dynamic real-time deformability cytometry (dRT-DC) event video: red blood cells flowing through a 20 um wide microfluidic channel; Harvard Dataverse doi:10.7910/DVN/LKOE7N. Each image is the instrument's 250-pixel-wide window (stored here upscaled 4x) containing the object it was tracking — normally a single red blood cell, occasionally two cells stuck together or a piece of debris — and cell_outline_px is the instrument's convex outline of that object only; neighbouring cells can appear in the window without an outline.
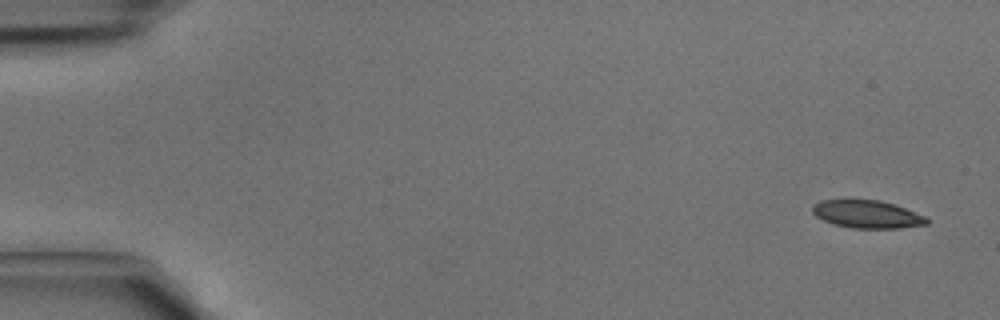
{"species": "common noctule bat (a hibernating species)", "species_latin": "Nyctalus noctula", "temperature_condition": "cold", "stored_images_in_passage": 4, "camera_frame_rate_fps": 3000, "um_per_image_px": 0.085, "animal": {"sex": "male", "body_mass_g": 15.6}, "frame": {"image": 1, "passage_image": 1, "time_ms": 0.0, "image_size_px": [1000, 320], "cell_outline_px": [[928, 224], [900, 228], [852, 228], [836, 224], [824, 220], [816, 216], [812, 212], [812, 204], [820, 200], [880, 200], [904, 208], [924, 216], [928, 220]], "centroid_in_image_um": [73.67, 18.21], "position_along_channel_um": 11.3, "area_um2": 18.26}}
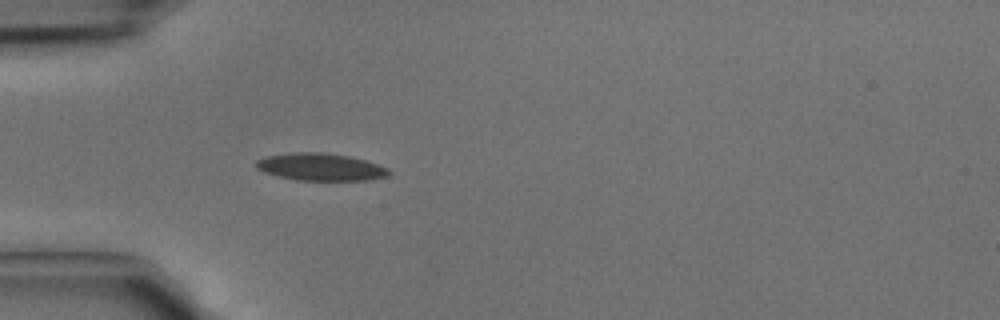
{"frame": {"image": 2, "passage_image": 4, "time_ms": 1.0, "image_size_px": [1000, 320], "cell_outline_px": [[392, 172], [388, 176], [368, 180], [296, 180], [264, 172], [256, 168], [256, 160], [264, 156], [292, 152], [324, 152], [348, 156], [364, 160], [388, 168]], "centroid_in_image_um": [27.23, 14.18], "position_along_channel_um": 57.8, "area_um2": 21.15}}